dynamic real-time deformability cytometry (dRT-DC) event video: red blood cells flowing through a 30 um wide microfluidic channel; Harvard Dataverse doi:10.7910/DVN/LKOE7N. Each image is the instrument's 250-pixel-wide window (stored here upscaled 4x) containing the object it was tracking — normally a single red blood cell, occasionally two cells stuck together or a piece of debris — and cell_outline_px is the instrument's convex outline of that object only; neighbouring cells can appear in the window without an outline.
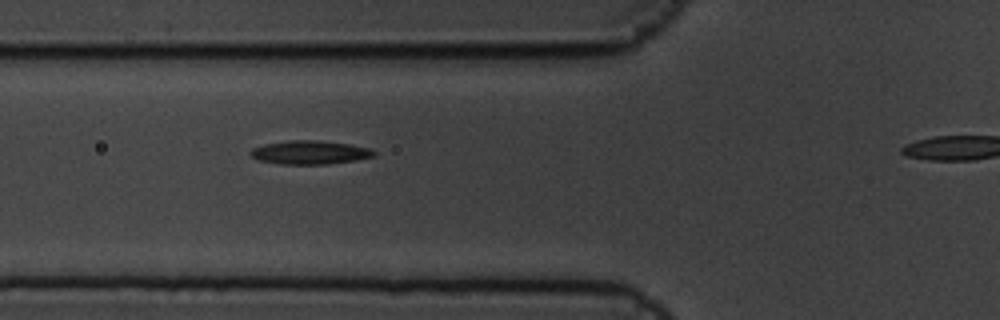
{"species": "common noctule bat (a hibernating species)", "species_latin": "Nyctalus noctula", "temperature_condition": "cold", "stored_images_in_passage": 6, "segment_of_instrument_passage": [1, 2], "camera_frame_rate_fps": 3000, "um_per_image_px": 0.085, "animal": {"sex": "male", "body_mass_g": 19.5, "forearm_length_mm": 54.6}, "frame": {"image": 1, "passage_image": 5, "time_ms": 1.333, "image_size_px": [1000, 320], "cell_outline_px": [[376, 156], [356, 160], [328, 164], [280, 164], [260, 160], [252, 156], [248, 152], [252, 148], [264, 144], [288, 140], [320, 140], [352, 144], [372, 148], [376, 152]], "centroid_in_image_um": [26.39, 12.94], "position_along_channel_um": 99.4, "area_um2": 17.22}}